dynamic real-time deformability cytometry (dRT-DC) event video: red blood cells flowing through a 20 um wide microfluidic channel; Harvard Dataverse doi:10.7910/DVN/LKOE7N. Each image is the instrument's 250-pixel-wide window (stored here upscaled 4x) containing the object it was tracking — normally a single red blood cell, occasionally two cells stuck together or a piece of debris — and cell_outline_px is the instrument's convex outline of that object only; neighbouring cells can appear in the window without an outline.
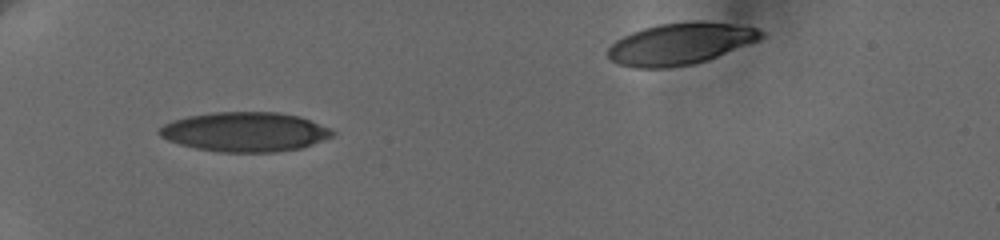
{"species": "human", "species_latin": "Homo sapiens", "temperature_condition": "cold", "stored_images_in_passage": 53, "segment_of_instrument_passage": [1, 2], "camera_frame_rate_fps": 3000, "um_per_image_px": 0.085, "donor": {"sex": "female"}, "frame": {"image": 1, "passage_image": 1, "time_ms": 0.0, "image_size_px": [1000, 240], "cell_outline_px": [[336, 132], [332, 136], [312, 144], [300, 148], [272, 152], [216, 152], [196, 148], [180, 144], [168, 140], [160, 136], [156, 132], [164, 124], [172, 120], [188, 116], [212, 112], [280, 112], [300, 116], [328, 128]], "centroid_in_image_um": [20.79, 11.2], "position_along_channel_um": 64.2, "area_um2": 39.77}}
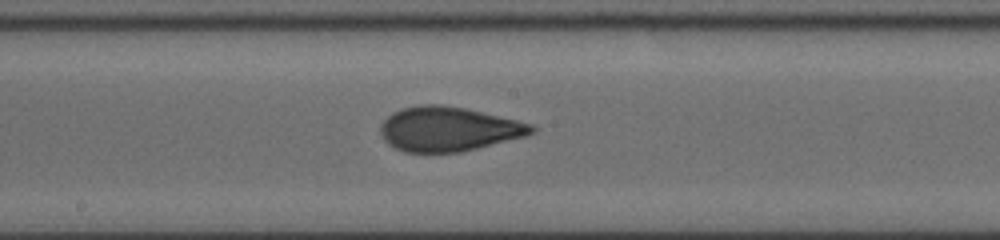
{"frame": {"image": 2, "passage_image": 19, "time_ms": 4.333, "image_size_px": [1000, 240], "cell_outline_px": [[536, 132], [528, 136], [460, 152], [404, 152], [388, 144], [384, 140], [380, 132], [380, 124], [392, 112], [400, 108], [420, 104], [440, 104], [464, 108], [516, 120], [532, 124], [536, 128]], "centroid_in_image_um": [38.11, 10.96], "position_along_channel_um": 210.1, "area_um2": 39.25}}
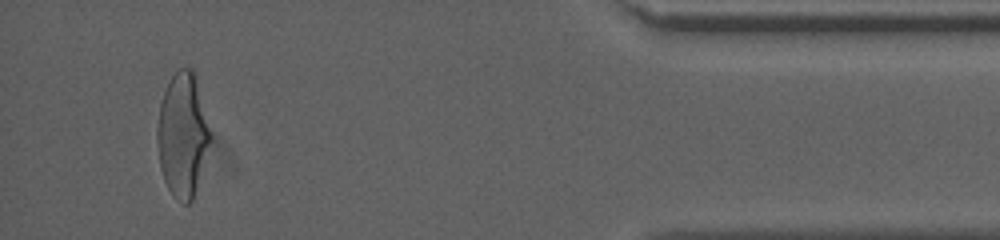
{"frame": {"image": 3, "passage_image": 48, "time_ms": 11.333, "image_size_px": [1000, 240], "cell_outline_px": [[212, 136], [192, 200], [188, 204], [184, 204], [176, 200], [172, 196], [164, 180], [160, 168], [156, 144], [156, 128], [160, 104], [164, 92], [172, 76], [180, 68], [192, 68], [196, 76]], "centroid_in_image_um": [15.5, 11.48], "position_along_channel_um": 419.7, "area_um2": 38.38}}